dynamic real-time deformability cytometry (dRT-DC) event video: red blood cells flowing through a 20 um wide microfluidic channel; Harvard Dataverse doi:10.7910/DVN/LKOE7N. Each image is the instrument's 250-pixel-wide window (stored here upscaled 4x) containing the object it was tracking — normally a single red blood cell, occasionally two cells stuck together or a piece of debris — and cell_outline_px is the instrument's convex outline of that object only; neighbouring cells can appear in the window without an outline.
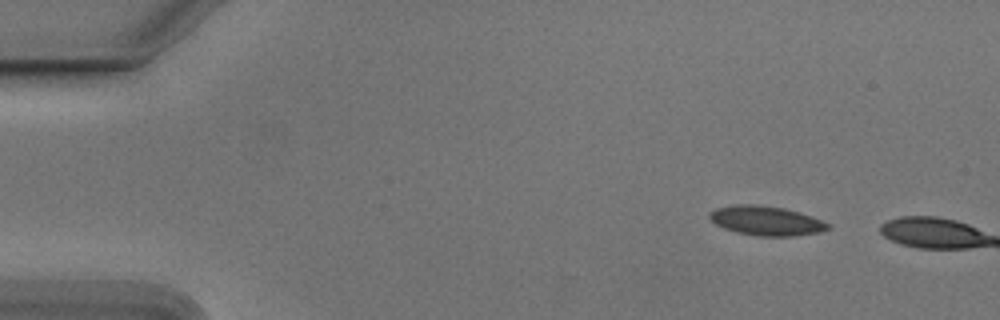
{"species": "Egyptian fruit bat (a non-hibernating species)", "species_latin": "Rousettus aegyptiacus", "temperature_condition": "cold", "stored_images_in_passage": 2, "camera_frame_rate_fps": 3000, "um_per_image_px": 0.085, "animal": {"sex": "male"}, "frame": {"image": 1, "passage_image": 1, "time_ms": 0.0, "image_size_px": [1000, 320], "cell_outline_px": [[832, 224], [828, 228], [816, 232], [792, 236], [760, 236], [736, 232], [724, 228], [716, 224], [708, 216], [708, 212], [716, 208], [736, 204], [752, 204], [784, 208], [812, 216]], "centroid_in_image_um": [65.1, 18.75], "position_along_channel_um": 19.9, "area_um2": 20.11}}